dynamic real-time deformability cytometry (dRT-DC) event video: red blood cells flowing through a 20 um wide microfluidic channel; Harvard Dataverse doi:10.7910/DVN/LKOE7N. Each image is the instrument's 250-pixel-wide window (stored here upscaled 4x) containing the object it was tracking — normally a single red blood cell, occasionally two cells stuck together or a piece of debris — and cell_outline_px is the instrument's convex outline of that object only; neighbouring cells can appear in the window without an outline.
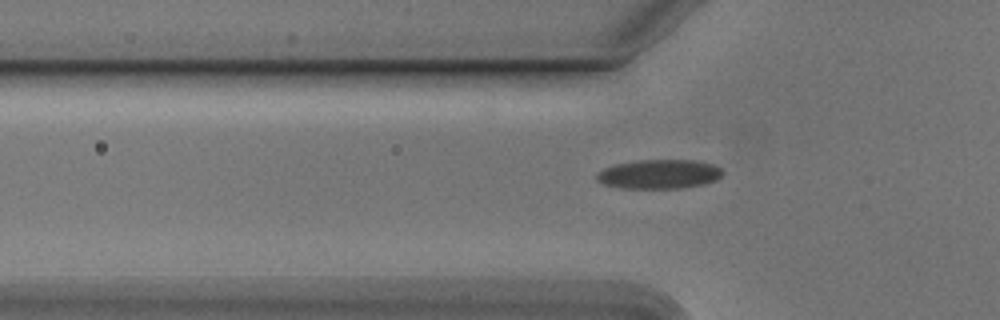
{"species": "Egyptian fruit bat (a non-hibernating species)", "species_latin": "Rousettus aegyptiacus", "temperature_condition": "cold", "stored_images_in_passage": 38, "camera_frame_rate_fps": 3000, "um_per_image_px": 0.085, "animal": {"sex": "male"}, "frame": {"image": 1, "passage_image": 8, "time_ms": 2.333, "image_size_px": [1000, 320], "cell_outline_px": [[724, 172], [716, 180], [704, 184], [680, 188], [620, 188], [604, 184], [596, 180], [596, 172], [604, 168], [616, 164], [636, 160], [692, 160], [716, 164]], "centroid_in_image_um": [56.02, 14.79], "position_along_channel_um": 69.8, "area_um2": 21.56}}
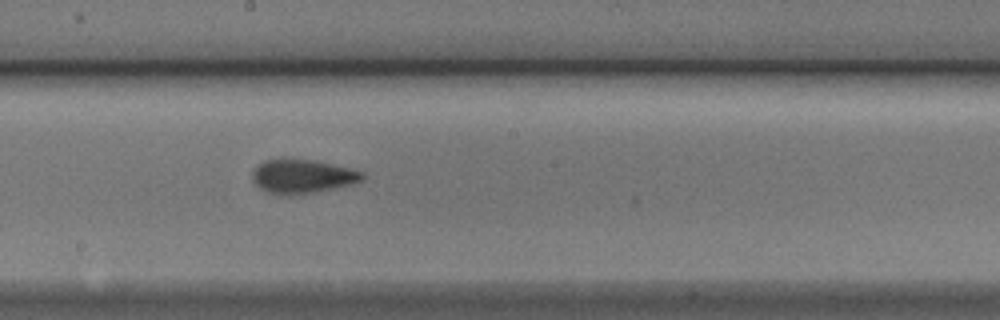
{"frame": {"image": 2, "passage_image": 20, "time_ms": 6.333, "image_size_px": [1000, 320], "cell_outline_px": [[364, 176], [360, 180], [348, 184], [312, 192], [288, 196], [280, 196], [268, 192], [260, 188], [252, 180], [252, 172], [264, 160], [284, 156], [316, 160], [364, 172]], "centroid_in_image_um": [25.61, 14.95], "position_along_channel_um": 222.6, "area_um2": 21.91}}
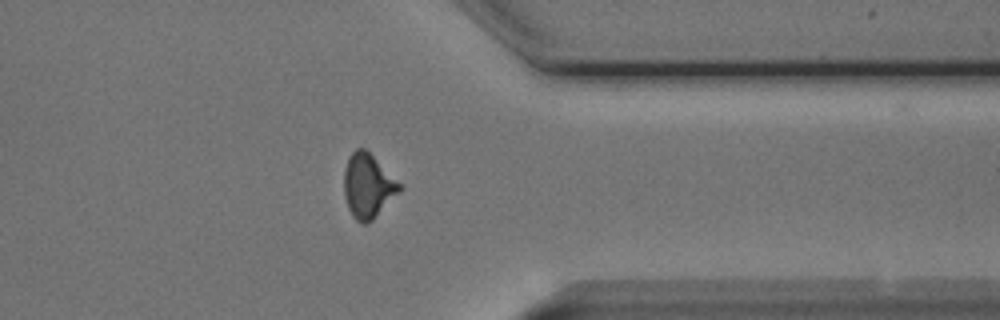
{"frame": {"image": 3, "passage_image": 33, "time_ms": 10.667, "image_size_px": [1000, 320], "cell_outline_px": [[400, 192], [368, 224], [360, 224], [352, 216], [348, 208], [344, 196], [344, 168], [348, 156], [356, 148], [364, 148], [400, 184]], "centroid_in_image_um": [31.23, 15.83], "position_along_channel_um": 380.2, "area_um2": 20.52}}